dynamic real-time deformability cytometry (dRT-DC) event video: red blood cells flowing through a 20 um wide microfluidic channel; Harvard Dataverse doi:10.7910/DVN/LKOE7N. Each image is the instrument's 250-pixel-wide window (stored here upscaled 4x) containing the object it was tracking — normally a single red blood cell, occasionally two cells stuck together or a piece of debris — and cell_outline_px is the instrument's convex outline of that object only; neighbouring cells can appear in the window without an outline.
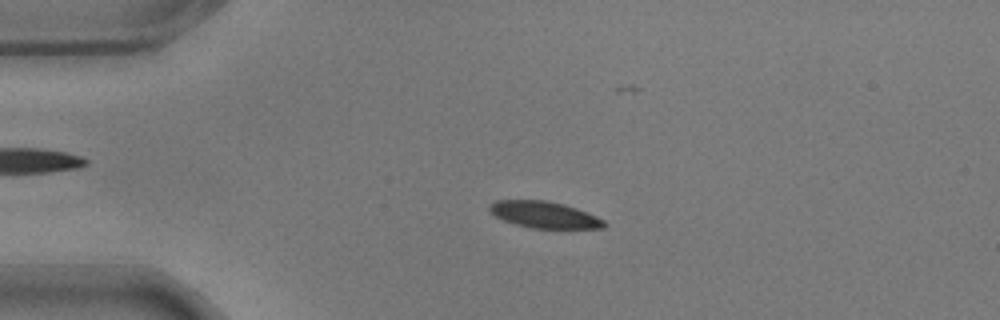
{"species": "common noctule bat (a hibernating species)", "species_latin": "Nyctalus noctula", "temperature_condition": "warm", "stored_images_in_passage": 58, "camera_frame_rate_fps": 3000, "um_per_image_px": 0.085, "animal": {"sex": "male", "body_mass_g": 17.9}, "frame": {"image": 1, "passage_image": 13, "time_ms": 4.0, "image_size_px": [1000, 320], "cell_outline_px": [[608, 224], [604, 228], [532, 228], [516, 224], [504, 220], [496, 216], [488, 208], [488, 204], [496, 200], [544, 200], [564, 204], [576, 208], [596, 216], [604, 220]], "centroid_in_image_um": [46.27, 18.25], "position_along_channel_um": 38.7, "area_um2": 17.63}}
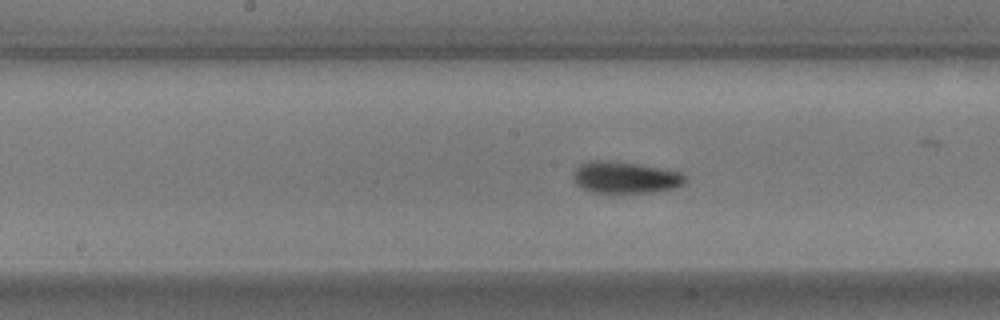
{"frame": {"image": 2, "passage_image": 29, "time_ms": 9.333, "image_size_px": [1000, 320], "cell_outline_px": [[688, 180], [684, 184], [672, 188], [652, 192], [592, 192], [576, 184], [576, 168], [580, 164], [588, 160], [608, 160], [636, 164], [660, 168], [680, 172]], "centroid_in_image_um": [53.17, 15.07], "position_along_channel_um": 195.0, "area_um2": 20.23}}
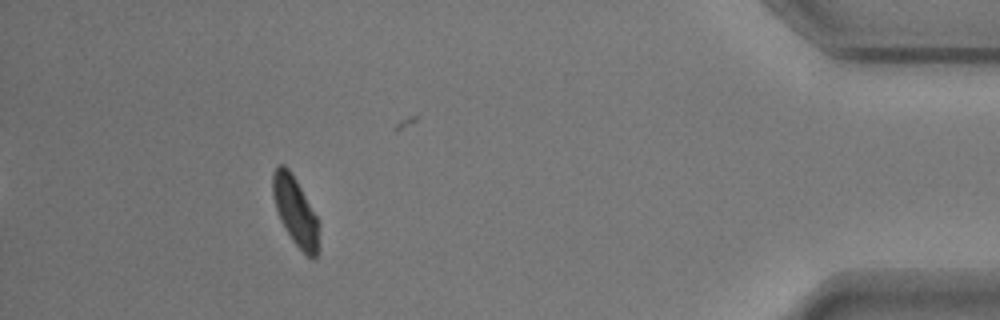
{"frame": {"image": 3, "passage_image": 52, "time_ms": 17.0, "image_size_px": [1000, 320], "cell_outline_px": [[320, 248], [316, 256], [312, 260], [292, 240], [284, 228], [280, 220], [276, 208], [272, 192], [272, 172], [280, 164], [284, 164], [288, 168], [296, 180], [316, 216]], "centroid_in_image_um": [25.09, 17.97], "position_along_channel_um": 410.1, "area_um2": 18.21}, "authors_computed_cell_mechanics": {"area_um2": 18.8139, "velocity_mm_per_s": 3.5247, "shape_relaxation_time_tau1_ms": 3.0394, "shape_relaxation_time_tau2_ms": 2.5952, "deformation_change_tau1": 0.1459, "deformation_change_tau2": 0.0843}}